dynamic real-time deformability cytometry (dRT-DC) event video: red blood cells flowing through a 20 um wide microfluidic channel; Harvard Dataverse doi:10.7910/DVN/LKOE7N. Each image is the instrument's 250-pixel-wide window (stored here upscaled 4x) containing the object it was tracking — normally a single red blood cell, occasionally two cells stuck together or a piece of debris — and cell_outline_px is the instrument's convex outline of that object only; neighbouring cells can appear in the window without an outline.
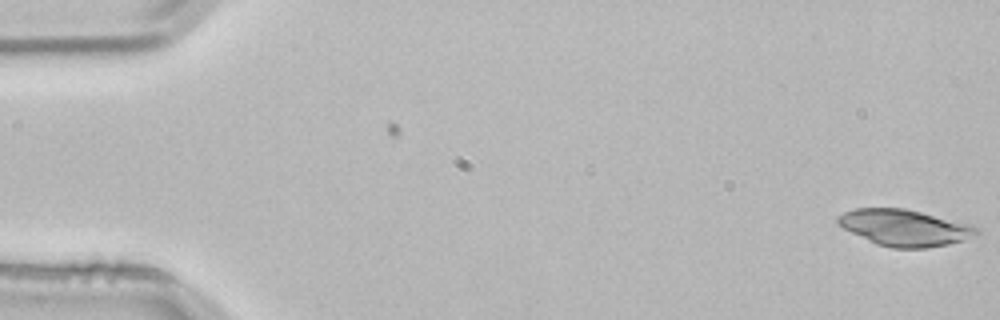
{"species": "common noctule bat (a hibernating species)", "species_latin": "Nyctalus noctula", "temperature_condition": "room temperature", "stored_images_in_passage": 4, "segment_of_instrument_passage": [2, 2], "camera_frame_rate_fps": 3000, "um_per_image_px": 0.085, "animal": {"sex": "male", "body_mass_g": 21.5, "forearm_length_mm": 52.0}, "frame": {"image": 1, "passage_image": 4, "time_ms": 1.0, "image_size_px": [1000, 320], "cell_outline_px": [[980, 232], [964, 240], [948, 244], [928, 248], [892, 248], [876, 244], [836, 224], [836, 216], [844, 212], [856, 208], [904, 208], [972, 224]], "centroid_in_image_um": [76.88, 19.35], "position_along_channel_um": 8.1, "area_um2": 29.36}}